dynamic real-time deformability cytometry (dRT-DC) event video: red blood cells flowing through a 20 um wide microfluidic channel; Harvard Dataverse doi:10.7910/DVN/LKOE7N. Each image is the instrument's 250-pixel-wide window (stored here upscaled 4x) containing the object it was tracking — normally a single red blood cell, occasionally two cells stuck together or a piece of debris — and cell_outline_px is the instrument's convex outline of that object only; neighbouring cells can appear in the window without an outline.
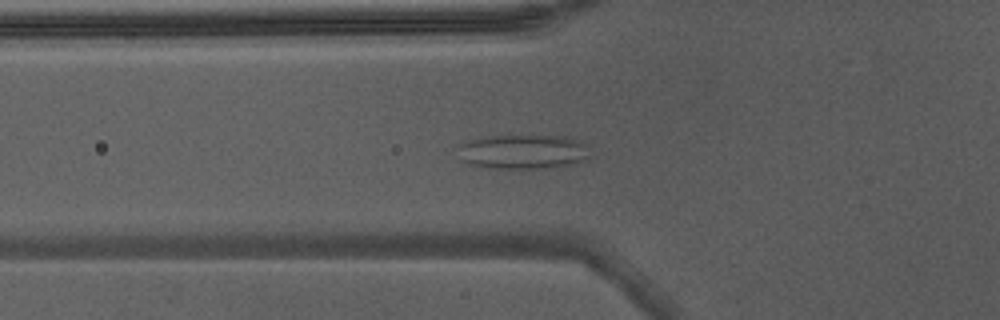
{"species": "Egyptian fruit bat (a non-hibernating species)", "species_latin": "Rousettus aegyptiacus", "temperature_condition": "warm", "stored_images_in_passage": 44, "camera_frame_rate_fps": 3000, "um_per_image_px": 0.085, "animal": {"sex": "male"}, "frame": {"image": 1, "passage_image": 13, "time_ms": 4.0, "image_size_px": [1000, 320], "cell_outline_px": [[592, 156], [588, 160], [572, 164], [552, 168], [480, 168], [464, 160], [456, 148], [460, 144], [468, 140], [480, 136], [568, 136], [588, 144]], "centroid_in_image_um": [44.53, 12.89], "position_along_channel_um": 81.3, "area_um2": 27.11}}
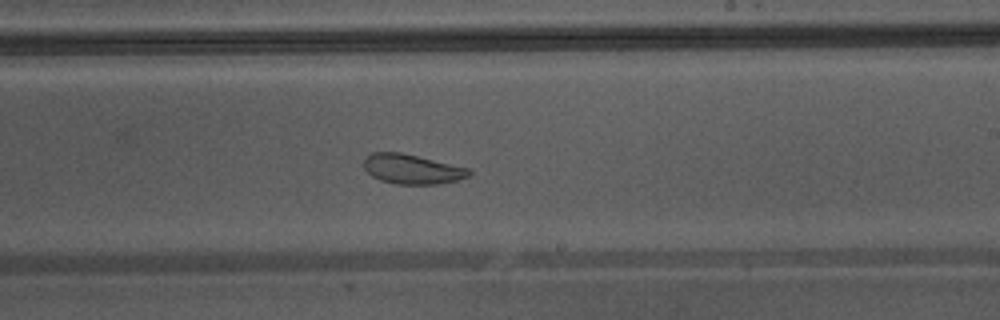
{"frame": {"image": 2, "passage_image": 25, "time_ms": 8.0, "image_size_px": [1000, 320], "cell_outline_px": [[472, 172], [468, 176], [456, 180], [440, 184], [396, 184], [380, 180], [372, 176], [364, 168], [364, 160], [372, 152], [400, 152], [468, 168]], "centroid_in_image_um": [35.0, 14.38], "position_along_channel_um": 254.0, "area_um2": 17.98}, "authors_computed_cell_mechanics": {"area_um2": 24.0448, "velocity_mm_per_s": 4.3189, "shape_relaxation_time_tau1_ms": null, "shape_relaxation_time_tau2_ms": 2.7127, "deformation_change_tau1": null, "deformation_change_tau2": 0.0886}}